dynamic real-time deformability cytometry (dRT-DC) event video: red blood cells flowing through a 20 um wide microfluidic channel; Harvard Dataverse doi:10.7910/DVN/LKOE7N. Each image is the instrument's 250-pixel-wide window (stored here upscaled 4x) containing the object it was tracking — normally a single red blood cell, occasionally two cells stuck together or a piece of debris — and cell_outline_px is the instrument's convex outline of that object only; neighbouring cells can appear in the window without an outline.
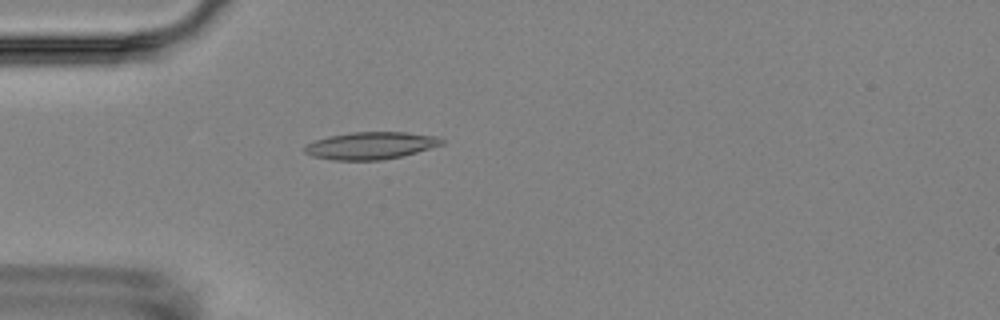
{"species": "Egyptian fruit bat (a non-hibernating species)", "species_latin": "Rousettus aegyptiacus", "temperature_condition": "room temperature", "stored_images_in_passage": 5, "camera_frame_rate_fps": 3000, "um_per_image_px": 0.085, "animal": {"sex": "female"}, "frame": {"image": 1, "passage_image": 5, "time_ms": 4.667, "image_size_px": [1000, 320], "cell_outline_px": [[444, 144], [416, 152], [400, 156], [380, 160], [332, 160], [312, 156], [304, 152], [304, 148], [308, 144], [316, 140], [328, 136], [352, 132], [404, 132], [436, 136], [444, 140]], "centroid_in_image_um": [31.5, 12.37], "position_along_channel_um": 53.5, "area_um2": 21.62}}